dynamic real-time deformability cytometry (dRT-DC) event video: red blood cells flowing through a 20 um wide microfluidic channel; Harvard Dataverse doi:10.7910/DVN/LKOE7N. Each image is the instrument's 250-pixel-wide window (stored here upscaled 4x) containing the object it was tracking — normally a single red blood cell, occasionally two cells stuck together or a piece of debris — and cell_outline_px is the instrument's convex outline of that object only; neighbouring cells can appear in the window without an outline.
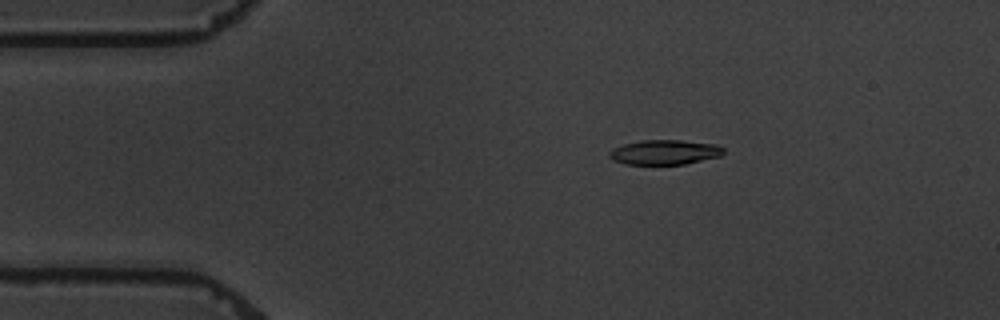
{"species": "common noctule bat (a hibernating species)", "species_latin": "Nyctalus noctula", "temperature_condition": "warm", "stored_images_in_passage": 7, "camera_frame_rate_fps": 3000, "um_per_image_px": 0.085, "animal": {"sex": "male", "body_mass_g": 19.5, "forearm_length_mm": 54.6}, "frame": {"image": 1, "passage_image": 2, "time_ms": 1.0, "image_size_px": [1000, 320], "cell_outline_px": [[724, 152], [720, 156], [684, 164], [624, 164], [612, 160], [608, 156], [608, 152], [612, 148], [624, 144], [640, 140], [680, 140], [716, 144], [724, 148]], "centroid_in_image_um": [56.46, 12.93], "position_along_channel_um": 28.5, "area_um2": 16.53}}
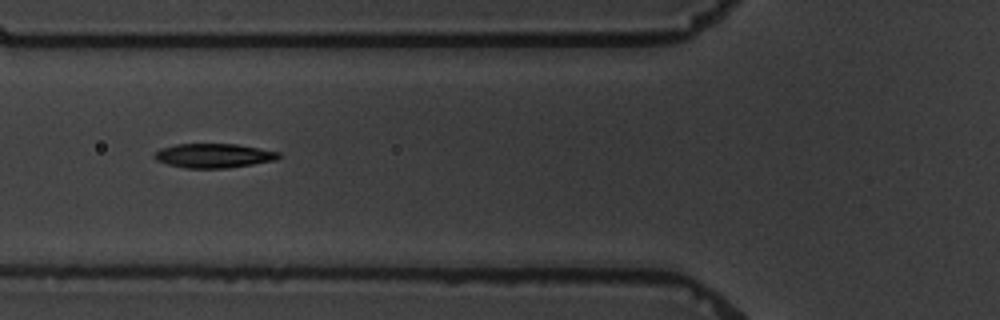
{"frame": {"image": 2, "passage_image": 5, "time_ms": 4.667, "image_size_px": [1000, 320], "cell_outline_px": [[280, 156], [276, 160], [228, 168], [184, 168], [168, 164], [156, 160], [152, 156], [160, 148], [176, 144], [236, 144], [260, 148], [280, 152]], "centroid_in_image_um": [18.15, 13.23], "position_along_channel_um": 107.6, "area_um2": 17.57}}
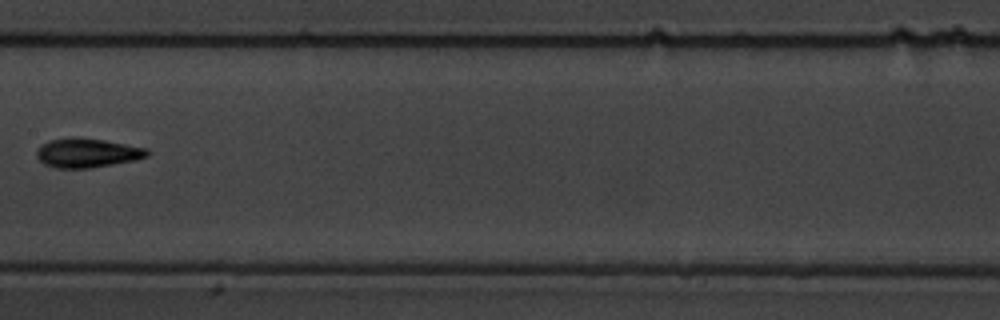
{"frame": {"image": 3, "passage_image": 7, "time_ms": 7.333, "image_size_px": [1000, 320], "cell_outline_px": [[148, 156], [136, 160], [92, 168], [56, 168], [44, 164], [36, 156], [36, 152], [40, 144], [48, 140], [72, 136], [80, 136], [104, 140], [148, 148]], "centroid_in_image_um": [7.39, 12.98], "position_along_channel_um": 200.0, "area_um2": 19.19}}